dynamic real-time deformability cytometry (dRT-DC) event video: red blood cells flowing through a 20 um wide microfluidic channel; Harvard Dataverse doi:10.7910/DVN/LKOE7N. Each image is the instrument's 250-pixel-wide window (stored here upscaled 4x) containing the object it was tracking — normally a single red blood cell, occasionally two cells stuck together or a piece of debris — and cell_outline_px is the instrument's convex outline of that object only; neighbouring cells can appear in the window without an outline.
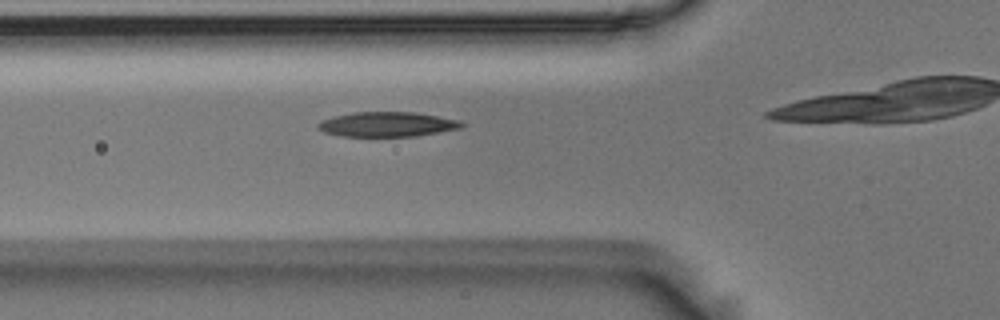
{"species": "Egyptian fruit bat (a non-hibernating species)", "species_latin": "Rousettus aegyptiacus", "temperature_condition": "room temperature", "stored_images_in_passage": 38, "camera_frame_rate_fps": 3000, "um_per_image_px": 0.085, "animal": {"sex": "male"}, "frame": {"image": 1, "passage_image": 14, "time_ms": 4.333, "image_size_px": [1000, 320], "cell_outline_px": [[464, 124], [460, 128], [412, 136], [340, 136], [324, 132], [316, 128], [316, 124], [320, 120], [332, 116], [352, 112], [416, 112], [460, 120]], "centroid_in_image_um": [32.83, 10.55], "position_along_channel_um": 93.0, "area_um2": 20.75}}
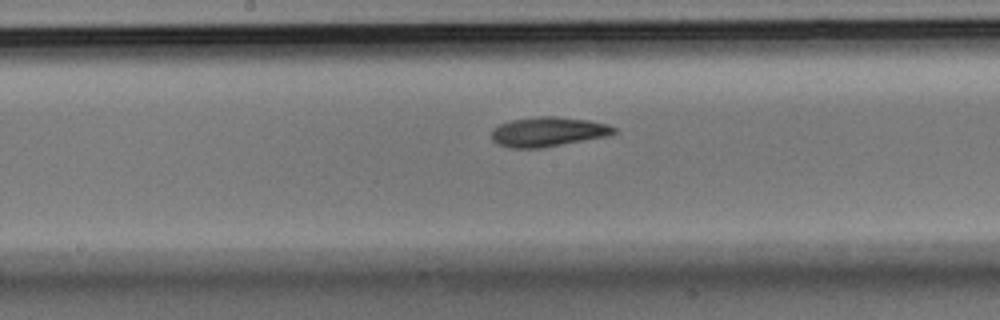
{"frame": {"image": 2, "passage_image": 23, "time_ms": 7.333, "image_size_px": [1000, 320], "cell_outline_px": [[620, 132], [608, 136], [544, 148], [512, 148], [496, 144], [492, 140], [492, 128], [500, 124], [512, 120], [536, 116], [556, 116], [588, 120], [608, 124], [616, 128]], "centroid_in_image_um": [46.61, 11.21], "position_along_channel_um": 201.6, "area_um2": 21.44}}
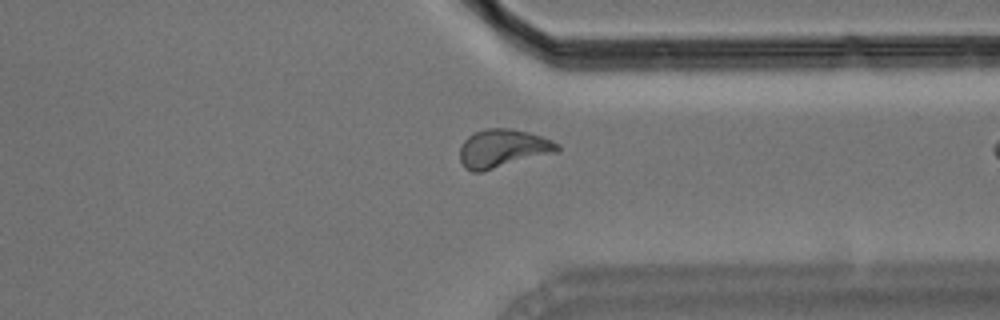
{"frame": {"image": 3, "passage_image": 37, "time_ms": 12.0, "image_size_px": [1000, 320], "cell_outline_px": [[560, 148], [556, 152], [480, 172], [472, 172], [464, 168], [460, 160], [460, 148], [464, 140], [468, 136], [484, 128], [512, 128], [528, 132], [552, 140], [560, 144]], "centroid_in_image_um": [42.72, 12.61], "position_along_channel_um": 368.7, "area_um2": 21.68}}